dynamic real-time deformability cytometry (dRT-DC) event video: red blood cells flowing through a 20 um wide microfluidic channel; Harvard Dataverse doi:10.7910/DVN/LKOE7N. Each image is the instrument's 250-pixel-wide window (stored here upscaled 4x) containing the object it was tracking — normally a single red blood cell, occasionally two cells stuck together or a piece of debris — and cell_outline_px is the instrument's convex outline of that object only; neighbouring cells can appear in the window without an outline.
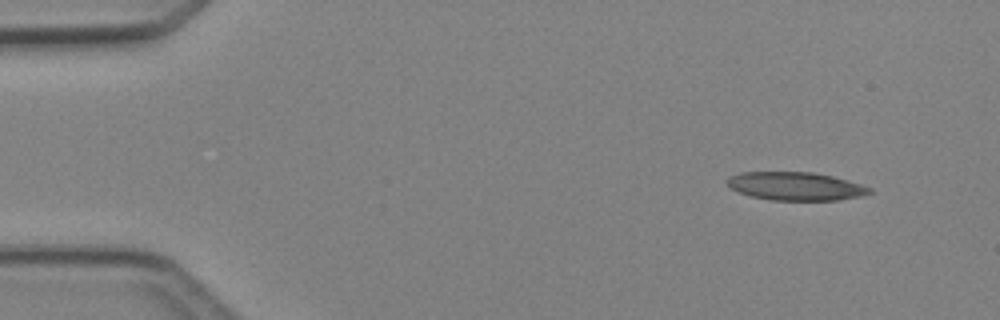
{"species": "Egyptian fruit bat (a non-hibernating species)", "species_latin": "Rousettus aegyptiacus", "temperature_condition": "cold", "stored_images_in_passage": 3, "camera_frame_rate_fps": 3000, "um_per_image_px": 0.085, "animal": {"sex": "female"}, "frame": {"image": 1, "passage_image": 1, "time_ms": 0.0, "image_size_px": [1000, 320], "cell_outline_px": [[872, 192], [860, 196], [836, 200], [772, 200], [752, 196], [728, 188], [724, 180], [728, 176], [740, 172], [812, 172], [832, 176], [848, 180], [872, 188]], "centroid_in_image_um": [67.57, 15.82], "position_along_channel_um": 17.4, "area_um2": 23.52}}